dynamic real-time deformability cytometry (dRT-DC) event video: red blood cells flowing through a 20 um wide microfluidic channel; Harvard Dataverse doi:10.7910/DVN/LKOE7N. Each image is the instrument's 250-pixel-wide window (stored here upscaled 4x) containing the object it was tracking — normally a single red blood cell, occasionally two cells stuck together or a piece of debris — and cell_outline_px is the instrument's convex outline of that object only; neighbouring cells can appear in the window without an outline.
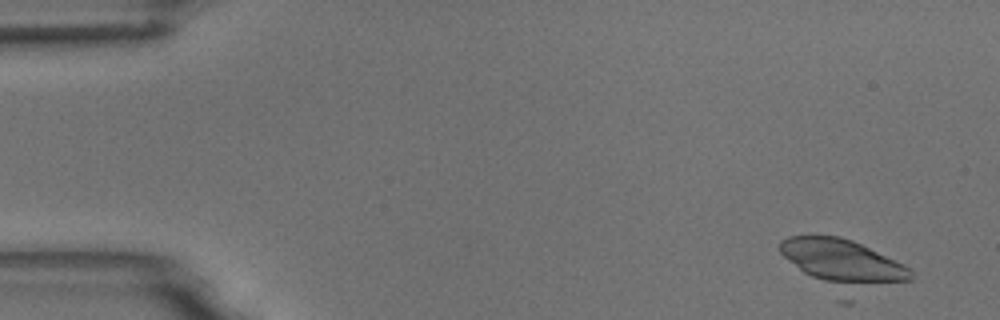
{"species": "common noctule bat (a hibernating species)", "species_latin": "Nyctalus noctula", "temperature_condition": "room temperature", "stored_images_in_passage": 8, "camera_frame_rate_fps": 3000, "um_per_image_px": 0.085, "animal": {"sex": "male", "body_mass_g": 18.8}, "frame": {"image": 1, "passage_image": 1, "time_ms": 0.0, "image_size_px": [1000, 320], "cell_outline_px": [[912, 280], [848, 284], [836, 284], [812, 276], [804, 272], [788, 260], [776, 248], [780, 240], [788, 236], [840, 236], [852, 240], [904, 264], [912, 268]], "centroid_in_image_um": [71.54, 22.14], "position_along_channel_um": 13.5, "area_um2": 32.02}}